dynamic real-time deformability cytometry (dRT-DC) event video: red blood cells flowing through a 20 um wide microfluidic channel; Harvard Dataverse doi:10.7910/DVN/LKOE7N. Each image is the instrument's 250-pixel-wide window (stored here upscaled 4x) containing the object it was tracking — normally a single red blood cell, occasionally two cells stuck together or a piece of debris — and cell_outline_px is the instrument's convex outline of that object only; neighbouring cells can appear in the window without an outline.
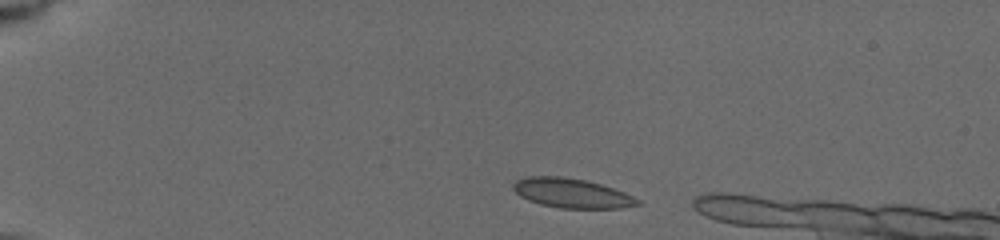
{"species": "common noctule bat (a hibernating species)", "species_latin": "Nyctalus noctula", "temperature_condition": "cold", "stored_images_in_passage": 6, "camera_frame_rate_fps": 3000, "um_per_image_px": 0.085, "animal": {"sex": "female", "body_mass_g": 19.5, "forearm_length_mm": 54.1}, "frame": {"image": 1, "passage_image": 2, "time_ms": 0.667, "image_size_px": [1000, 240], "cell_outline_px": [[640, 204], [620, 208], [560, 208], [540, 204], [528, 200], [520, 196], [512, 188], [512, 184], [516, 180], [528, 176], [560, 176], [584, 180], [600, 184], [624, 192], [640, 200]], "centroid_in_image_um": [48.56, 16.42], "position_along_channel_um": 36.4, "area_um2": 21.21}}